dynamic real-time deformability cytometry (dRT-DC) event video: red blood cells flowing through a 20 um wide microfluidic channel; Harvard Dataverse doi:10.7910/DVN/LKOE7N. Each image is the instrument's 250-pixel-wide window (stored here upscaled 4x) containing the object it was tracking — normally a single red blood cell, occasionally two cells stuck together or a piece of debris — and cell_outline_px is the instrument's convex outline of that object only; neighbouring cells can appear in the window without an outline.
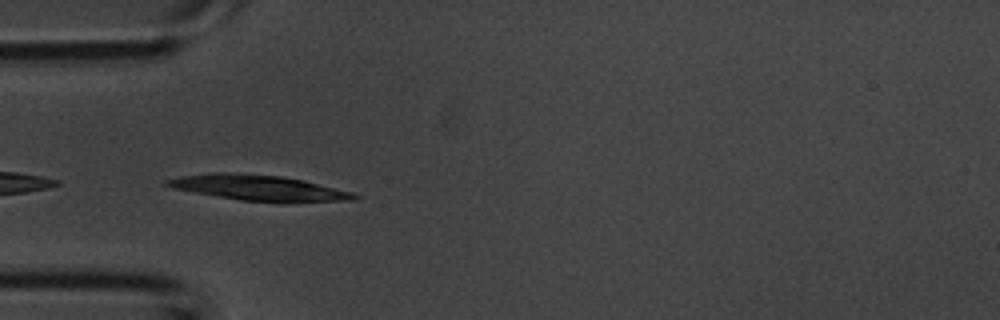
{"species": "common noctule bat (a hibernating species)", "species_latin": "Nyctalus noctula", "temperature_condition": "room temperature", "stored_images_in_passage": 3, "camera_frame_rate_fps": 3000, "um_per_image_px": 0.085, "animal": {"sex": "male", "body_mass_g": 20.1, "forearm_length_mm": 53.5}, "frame": {"image": 1, "passage_image": 3, "time_ms": 0.667, "image_size_px": [1000, 320], "cell_outline_px": [[360, 196], [356, 200], [284, 204], [240, 200], [172, 188], [160, 184], [164, 180], [180, 176], [212, 172], [232, 172], [280, 176], [304, 180], [352, 192]], "centroid_in_image_um": [22.02, 15.98], "position_along_channel_um": 63.0, "area_um2": 28.61}}